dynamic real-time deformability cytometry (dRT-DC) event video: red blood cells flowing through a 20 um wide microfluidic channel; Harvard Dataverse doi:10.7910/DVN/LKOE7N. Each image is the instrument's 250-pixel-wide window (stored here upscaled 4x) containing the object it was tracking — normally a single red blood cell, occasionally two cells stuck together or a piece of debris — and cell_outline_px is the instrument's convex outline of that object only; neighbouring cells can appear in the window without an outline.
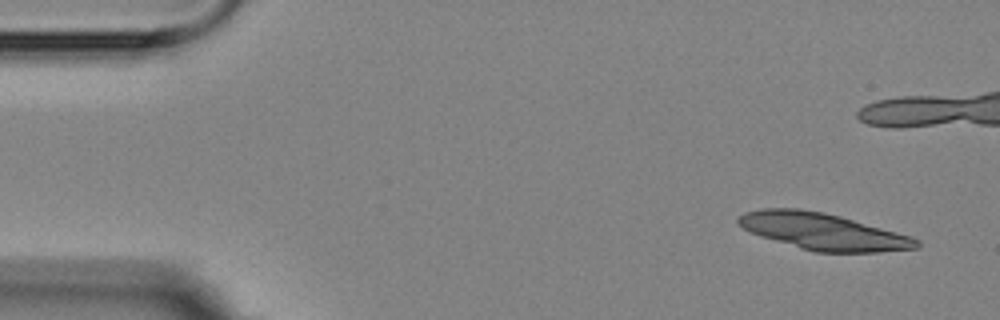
{"species": "Egyptian fruit bat (a non-hibernating species)", "species_latin": "Rousettus aegyptiacus", "temperature_condition": "room temperature", "stored_images_in_passage": 4, "camera_frame_rate_fps": 3000, "um_per_image_px": 0.085, "animal": {"sex": "female"}, "frame": {"image": 1, "passage_image": 1, "time_ms": 0.0, "image_size_px": [1000, 320], "cell_outline_px": [[920, 248], [880, 252], [816, 252], [800, 248], [760, 236], [748, 232], [736, 220], [744, 212], [760, 208], [800, 208], [824, 212], [840, 216], [896, 232], [920, 240]], "centroid_in_image_um": [69.93, 19.67], "position_along_channel_um": 15.1, "area_um2": 37.92}}